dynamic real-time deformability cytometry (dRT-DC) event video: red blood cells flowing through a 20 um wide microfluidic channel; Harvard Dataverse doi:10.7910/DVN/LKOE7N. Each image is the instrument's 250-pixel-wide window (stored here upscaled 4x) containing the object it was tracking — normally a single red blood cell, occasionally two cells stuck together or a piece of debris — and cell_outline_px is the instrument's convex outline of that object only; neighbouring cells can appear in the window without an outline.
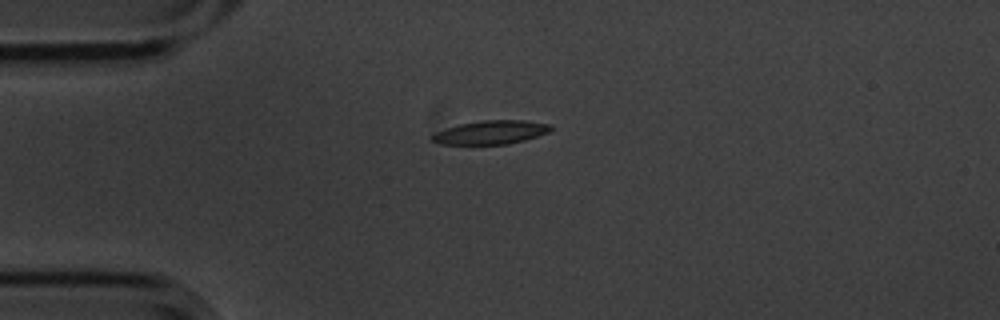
{"species": "common noctule bat (a hibernating species)", "species_latin": "Nyctalus noctula", "temperature_condition": "cold", "stored_images_in_passage": 6, "camera_frame_rate_fps": 3000, "um_per_image_px": 0.085, "animal": {"sex": "male", "body_mass_g": 20.1, "forearm_length_mm": 53.5}, "frame": {"image": 1, "passage_image": 1, "time_ms": 0.0, "image_size_px": [1000, 320], "cell_outline_px": [[552, 128], [548, 132], [524, 140], [508, 144], [440, 144], [428, 140], [428, 136], [444, 128], [460, 124], [484, 120], [524, 120], [552, 124]], "centroid_in_image_um": [41.66, 11.25], "position_along_channel_um": 43.3, "area_um2": 16.47}}
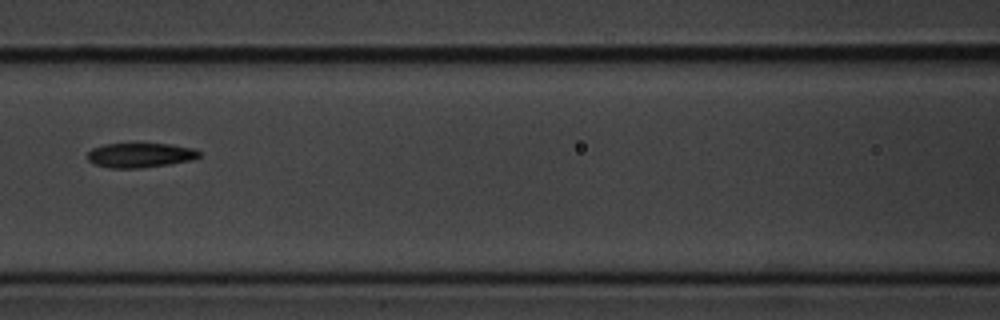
{"frame": {"image": 2, "passage_image": 4, "time_ms": 1.0, "image_size_px": [1000, 320], "cell_outline_px": [[200, 156], [196, 160], [140, 168], [108, 168], [96, 164], [88, 160], [88, 152], [92, 148], [104, 144], [168, 144], [196, 148], [200, 152]], "centroid_in_image_um": [11.96, 13.19], "position_along_channel_um": 154.6, "area_um2": 16.07}}
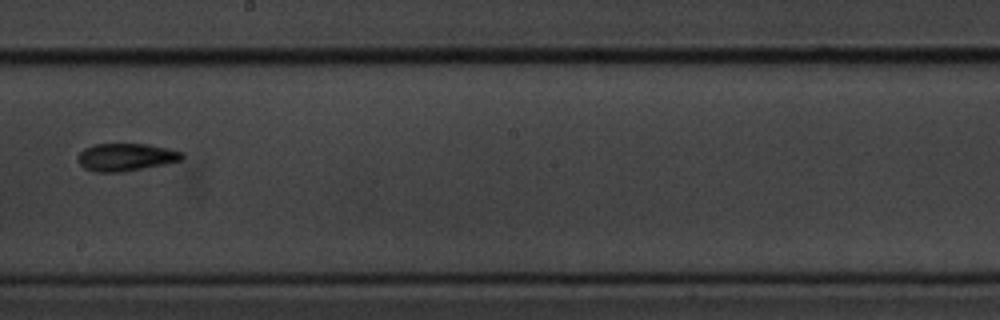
{"frame": {"image": 3, "passage_image": 6, "time_ms": 1.667, "image_size_px": [1000, 320], "cell_outline_px": [[184, 160], [164, 164], [120, 172], [96, 172], [84, 168], [76, 160], [76, 156], [84, 148], [96, 144], [148, 144], [168, 148], [184, 152]], "centroid_in_image_um": [10.7, 13.35], "position_along_channel_um": 237.5, "area_um2": 16.88}}